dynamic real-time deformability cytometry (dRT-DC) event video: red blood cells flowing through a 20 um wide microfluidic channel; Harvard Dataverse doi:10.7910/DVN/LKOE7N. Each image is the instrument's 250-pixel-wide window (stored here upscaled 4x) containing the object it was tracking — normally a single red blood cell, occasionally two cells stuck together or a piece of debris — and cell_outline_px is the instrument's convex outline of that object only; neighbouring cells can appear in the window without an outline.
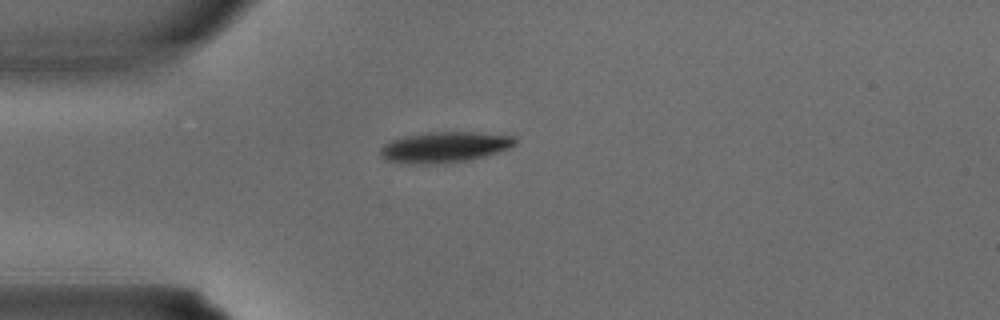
{"species": "common noctule bat (a hibernating species)", "species_latin": "Nyctalus noctula", "temperature_condition": "warm", "stored_images_in_passage": 1, "camera_frame_rate_fps": 3000, "um_per_image_px": 0.085, "animal": {"sex": "male", "body_mass_g": 15.6}, "frame": {"image": 1, "passage_image": 1, "time_ms": 0.0, "image_size_px": [1000, 320], "cell_outline_px": [[516, 144], [508, 148], [484, 156], [468, 160], [444, 164], [400, 164], [384, 160], [380, 156], [380, 148], [384, 144], [392, 140], [404, 136], [428, 132], [472, 132], [516, 136]], "centroid_in_image_um": [37.72, 12.52], "position_along_channel_um": 47.3, "area_um2": 24.39}}